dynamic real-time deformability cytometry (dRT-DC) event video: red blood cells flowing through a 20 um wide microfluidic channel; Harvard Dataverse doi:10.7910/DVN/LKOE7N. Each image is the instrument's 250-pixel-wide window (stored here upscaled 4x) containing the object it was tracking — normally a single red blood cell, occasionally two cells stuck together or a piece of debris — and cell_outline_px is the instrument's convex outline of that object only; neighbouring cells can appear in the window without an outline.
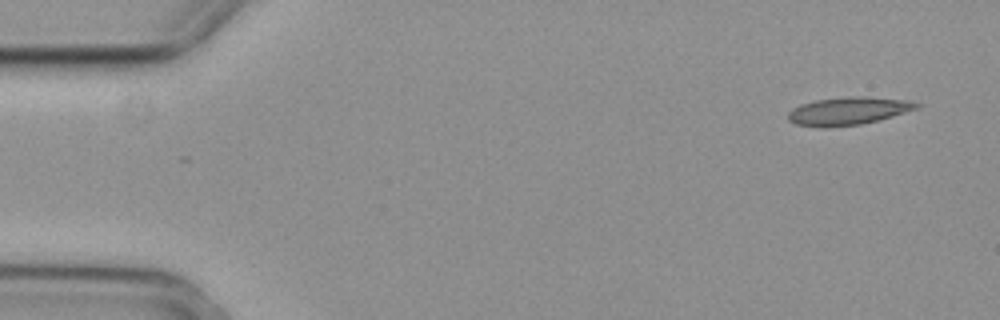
{"species": "common noctule bat (a hibernating species)", "species_latin": "Nyctalus noctula", "temperature_condition": "cold", "stored_images_in_passage": 5, "camera_frame_rate_fps": 3000, "um_per_image_px": 0.085, "animal": {"sex": "female", "body_mass_g": 29.2, "forearm_length_mm": 56.3}, "frame": {"image": 1, "passage_image": 1, "time_ms": 0.0, "image_size_px": [1000, 320], "cell_outline_px": [[924, 104], [920, 108], [880, 120], [860, 124], [820, 128], [796, 124], [788, 120], [788, 112], [792, 108], [800, 104], [816, 100], [848, 96], [860, 96], [908, 100]], "centroid_in_image_um": [72.13, 9.43], "position_along_channel_um": 12.9, "area_um2": 21.1}}
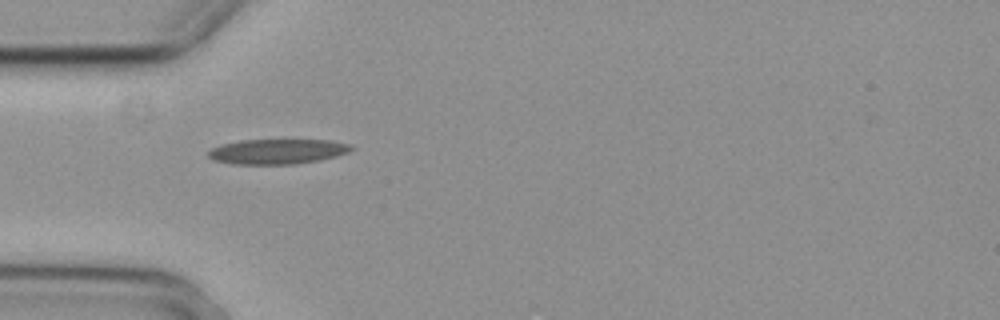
{"frame": {"image": 2, "passage_image": 4, "time_ms": 1.0, "image_size_px": [1000, 320], "cell_outline_px": [[356, 148], [348, 152], [336, 156], [320, 160], [296, 164], [232, 164], [216, 160], [208, 156], [208, 152], [212, 148], [224, 144], [240, 140], [332, 140], [352, 144]], "centroid_in_image_um": [23.65, 12.87], "position_along_channel_um": 61.3, "area_um2": 20.87}}
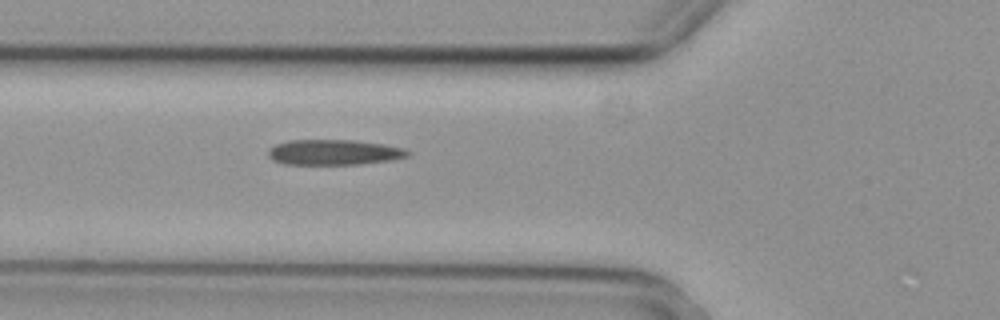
{"frame": {"image": 3, "passage_image": 5, "time_ms": 1.333, "image_size_px": [1000, 320], "cell_outline_px": [[412, 152], [408, 156], [392, 160], [360, 164], [284, 164], [272, 160], [268, 156], [268, 148], [276, 144], [288, 140], [356, 140], [384, 144], [404, 148]], "centroid_in_image_um": [28.39, 12.94], "position_along_channel_um": 97.4, "area_um2": 20.81}}